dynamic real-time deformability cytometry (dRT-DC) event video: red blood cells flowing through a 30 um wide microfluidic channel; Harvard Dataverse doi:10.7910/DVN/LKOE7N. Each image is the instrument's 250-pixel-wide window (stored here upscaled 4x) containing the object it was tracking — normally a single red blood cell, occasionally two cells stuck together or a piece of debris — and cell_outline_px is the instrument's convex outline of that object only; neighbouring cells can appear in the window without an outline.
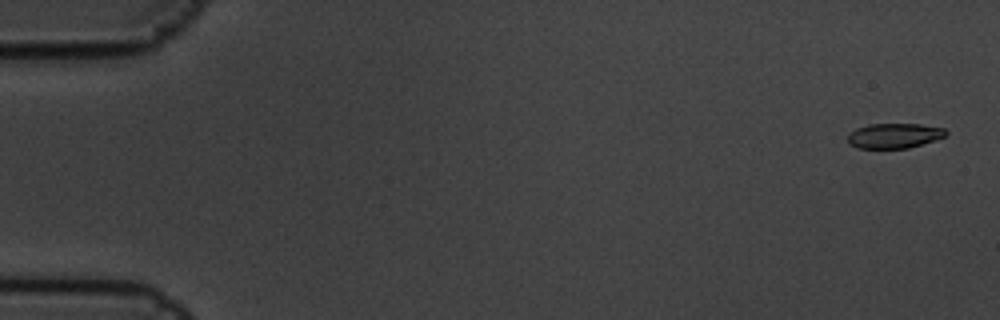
{"species": "common noctule bat (a hibernating species)", "species_latin": "Nyctalus noctula", "temperature_condition": "cold", "stored_images_in_passage": 7, "camera_frame_rate_fps": 3000, "um_per_image_px": 0.085, "animal": {"sex": "male", "body_mass_g": 19.5, "forearm_length_mm": 54.6}, "frame": {"image": 1, "passage_image": 1, "time_ms": 0.0, "image_size_px": [1000, 320], "cell_outline_px": [[948, 132], [944, 136], [936, 140], [908, 148], [856, 148], [848, 144], [848, 136], [856, 128], [868, 124], [920, 124], [944, 128]], "centroid_in_image_um": [76.0, 11.54], "position_along_channel_um": 9.0, "area_um2": 14.28}}
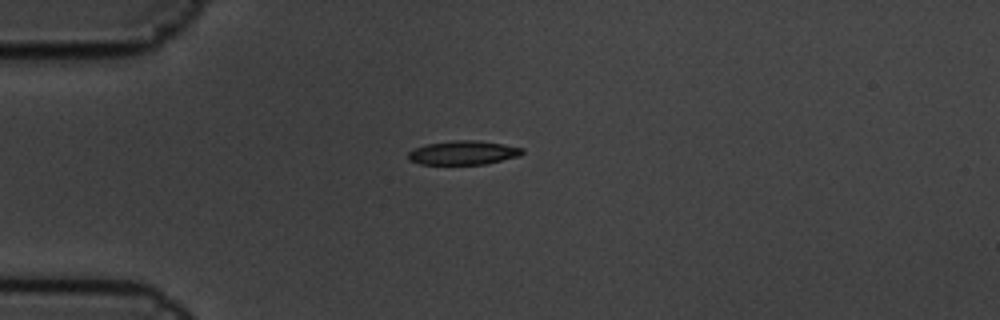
{"frame": {"image": 2, "passage_image": 5, "time_ms": 1.333, "image_size_px": [1000, 320], "cell_outline_px": [[524, 152], [520, 156], [484, 164], [420, 164], [408, 160], [408, 152], [416, 148], [428, 144], [456, 140], [476, 140], [524, 148]], "centroid_in_image_um": [39.38, 12.99], "position_along_channel_um": 45.6, "area_um2": 15.72}}
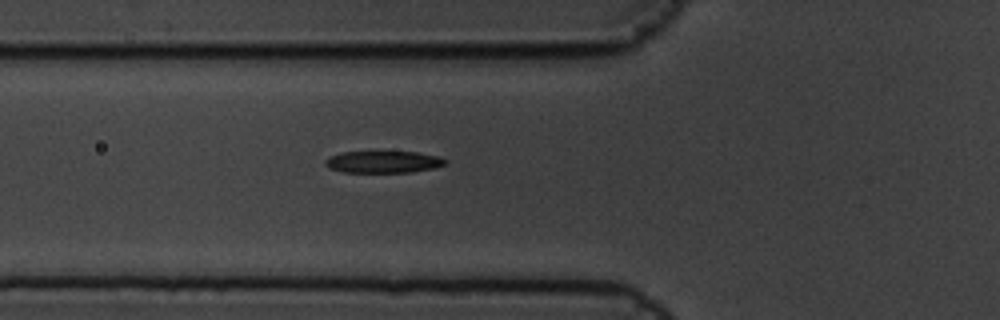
{"frame": {"image": 3, "passage_image": 7, "time_ms": 2.0, "image_size_px": [1000, 320], "cell_outline_px": [[448, 164], [432, 168], [412, 172], [344, 172], [328, 168], [324, 164], [324, 160], [328, 156], [340, 152], [416, 152], [440, 156], [448, 160]], "centroid_in_image_um": [32.57, 13.76], "position_along_channel_um": 93.2, "area_um2": 15.49}}